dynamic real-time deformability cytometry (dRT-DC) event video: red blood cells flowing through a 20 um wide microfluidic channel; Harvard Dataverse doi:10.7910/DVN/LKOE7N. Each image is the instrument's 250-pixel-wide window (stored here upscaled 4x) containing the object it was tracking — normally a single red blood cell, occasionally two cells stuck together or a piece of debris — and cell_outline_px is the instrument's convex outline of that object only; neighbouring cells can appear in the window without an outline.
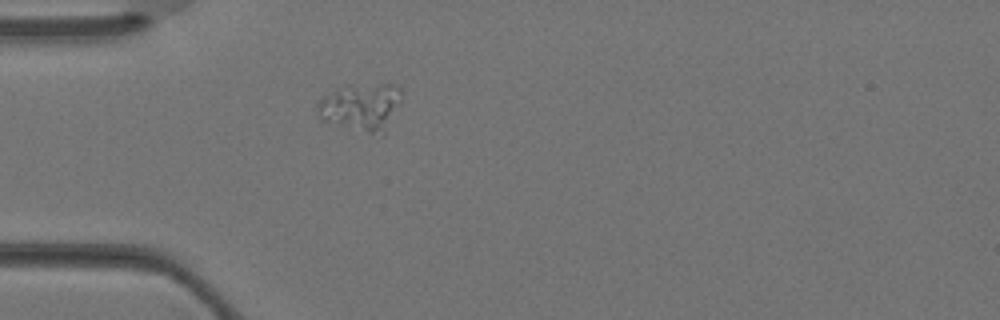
{"species": "Egyptian fruit bat (a non-hibernating species)", "species_latin": "Rousettus aegyptiacus", "temperature_condition": "warm", "stored_images_in_passage": 4, "camera_frame_rate_fps": 3000, "um_per_image_px": 0.085, "animal": {"sex": "female"}, "frame": {"image": 1, "passage_image": 4, "time_ms": 1.0, "image_size_px": [1000, 320], "cell_outline_px": [[400, 104], [384, 136], [368, 132], [324, 120], [320, 116], [316, 104], [324, 96], [332, 92], [380, 84], [396, 84], [400, 88]], "centroid_in_image_um": [30.79, 9.14], "position_along_channel_um": 54.2, "area_um2": 22.08}}